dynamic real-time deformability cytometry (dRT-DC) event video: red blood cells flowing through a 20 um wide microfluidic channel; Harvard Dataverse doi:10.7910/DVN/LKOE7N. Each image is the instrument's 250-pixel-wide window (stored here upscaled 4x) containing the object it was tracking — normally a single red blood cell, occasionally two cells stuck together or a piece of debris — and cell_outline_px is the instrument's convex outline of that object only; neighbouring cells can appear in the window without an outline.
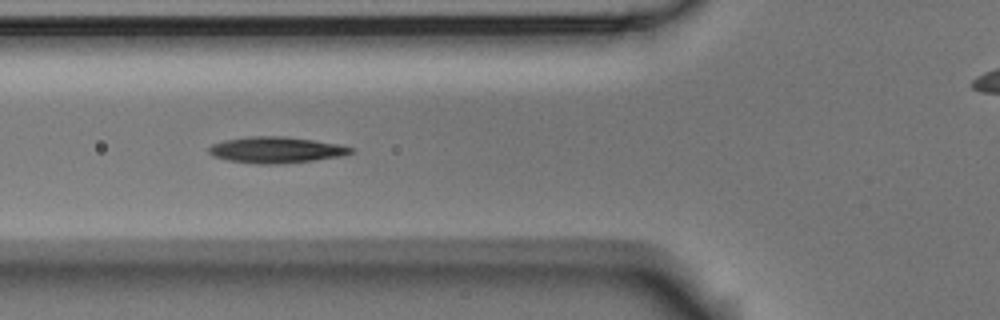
{"species": "Egyptian fruit bat (a non-hibernating species)", "species_latin": "Rousettus aegyptiacus", "temperature_condition": "room temperature", "stored_images_in_passage": 7, "camera_frame_rate_fps": 3000, "um_per_image_px": 0.085, "animal": {"sex": "male"}, "frame": {"image": 1, "passage_image": 4, "time_ms": 5.0, "image_size_px": [1000, 320], "cell_outline_px": [[356, 148], [352, 152], [344, 156], [280, 164], [260, 164], [228, 160], [212, 156], [208, 152], [208, 148], [212, 144], [224, 140], [248, 136], [284, 136], [340, 144]], "centroid_in_image_um": [23.47, 12.74], "position_along_channel_um": 102.3, "area_um2": 21.73}}
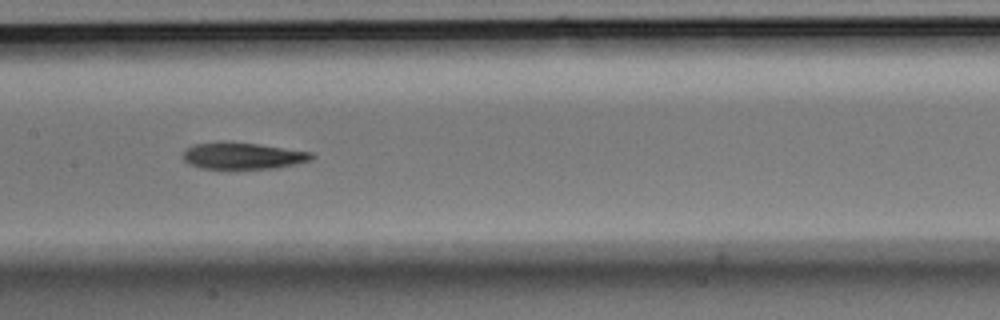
{"frame": {"image": 2, "passage_image": 6, "time_ms": 7.333, "image_size_px": [1000, 320], "cell_outline_px": [[316, 156], [312, 160], [276, 168], [200, 168], [188, 164], [184, 160], [184, 152], [188, 148], [196, 144], [256, 144], [312, 152]], "centroid_in_image_um": [20.71, 13.28], "position_along_channel_um": 186.7, "area_um2": 19.02}}
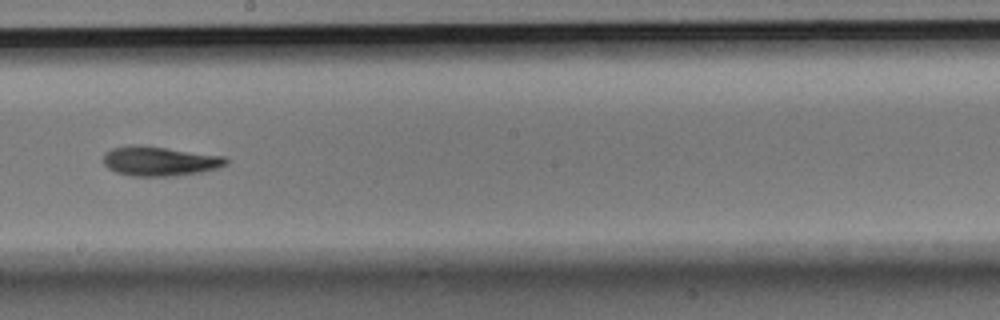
{"frame": {"image": 3, "passage_image": 7, "time_ms": 8.667, "image_size_px": [1000, 320], "cell_outline_px": [[228, 164], [216, 168], [200, 172], [176, 176], [132, 176], [116, 172], [108, 168], [104, 164], [104, 152], [112, 148], [136, 144], [224, 156], [228, 160]], "centroid_in_image_um": [13.55, 13.7], "position_along_channel_um": 234.7, "area_um2": 20.98}}